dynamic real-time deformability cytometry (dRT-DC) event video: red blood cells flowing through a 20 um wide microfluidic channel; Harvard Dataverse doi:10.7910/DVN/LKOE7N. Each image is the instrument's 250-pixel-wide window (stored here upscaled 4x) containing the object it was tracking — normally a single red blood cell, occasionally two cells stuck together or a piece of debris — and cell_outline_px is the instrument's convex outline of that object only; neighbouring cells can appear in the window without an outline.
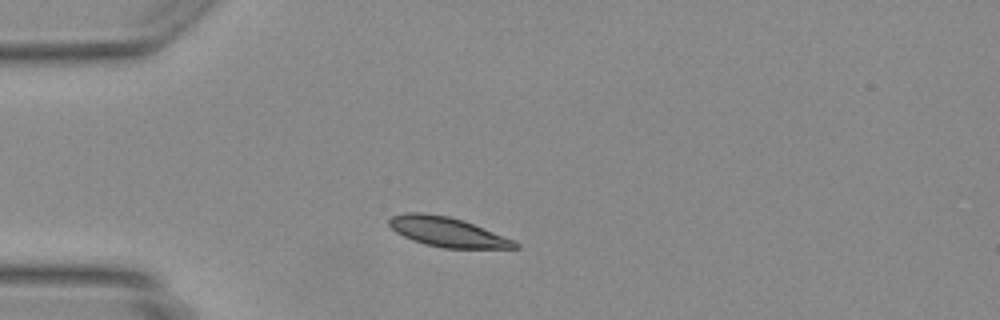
{"species": "Egyptian fruit bat (a non-hibernating species)", "species_latin": "Rousettus aegyptiacus", "temperature_condition": "warm", "stored_images_in_passage": 37, "camera_frame_rate_fps": 3000, "um_per_image_px": 0.085, "animal": {"sex": "female"}, "frame": {"image": 1, "passage_image": 1, "time_ms": 0.0, "image_size_px": [1000, 320], "cell_outline_px": [[520, 248], [444, 248], [424, 244], [412, 240], [396, 232], [388, 224], [388, 220], [392, 216], [408, 212], [424, 212], [448, 216], [464, 220], [516, 240], [520, 244]], "centroid_in_image_um": [38.06, 19.71], "position_along_channel_um": 46.9, "area_um2": 21.91}}
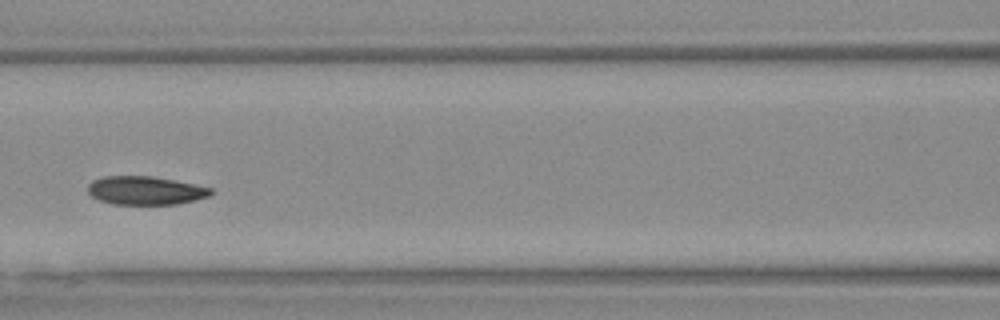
{"frame": {"image": 2, "passage_image": 10, "time_ms": 3.0, "image_size_px": [1000, 320], "cell_outline_px": [[216, 192], [208, 196], [196, 200], [176, 204], [112, 204], [100, 200], [92, 196], [88, 192], [88, 184], [92, 180], [104, 176], [152, 176], [212, 188]], "centroid_in_image_um": [12.36, 16.19], "position_along_channel_um": 154.2, "area_um2": 20.35}}
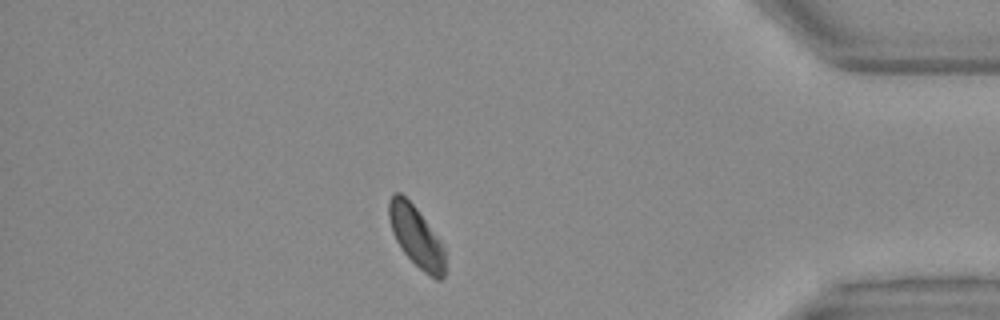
{"frame": {"image": 3, "passage_image": 30, "time_ms": 9.667, "image_size_px": [1000, 320], "cell_outline_px": [[448, 268], [444, 276], [440, 280], [436, 280], [424, 272], [400, 248], [392, 232], [388, 216], [388, 200], [392, 192], [400, 192], [416, 208], [440, 240], [444, 248]], "centroid_in_image_um": [35.4, 20.13], "position_along_channel_um": 399.8, "area_um2": 20.11}}